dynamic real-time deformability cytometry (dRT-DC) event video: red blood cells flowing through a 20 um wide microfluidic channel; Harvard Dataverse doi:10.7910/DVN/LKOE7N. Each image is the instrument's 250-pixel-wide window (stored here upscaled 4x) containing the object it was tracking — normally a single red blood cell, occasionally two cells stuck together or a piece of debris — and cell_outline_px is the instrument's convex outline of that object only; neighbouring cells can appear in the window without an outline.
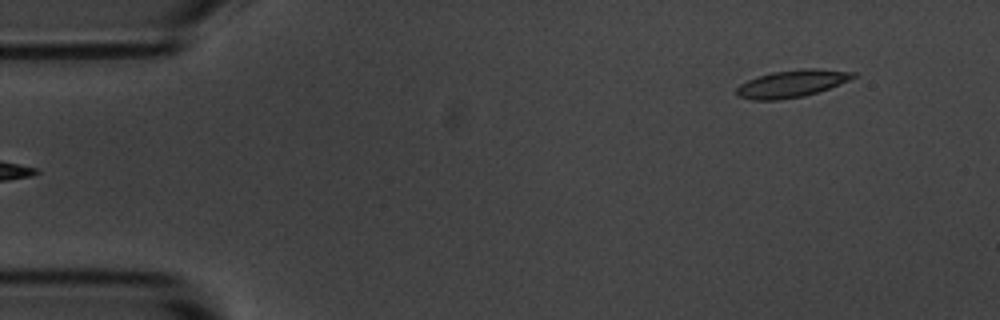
{"species": "common noctule bat (a hibernating species)", "species_latin": "Nyctalus noctula", "temperature_condition": "room temperature", "stored_images_in_passage": 6, "segment_of_instrument_passage": [2, 2], "camera_frame_rate_fps": 3000, "um_per_image_px": 0.085, "animal": {"sex": "male", "body_mass_g": 20.1, "forearm_length_mm": 53.5}, "frame": {"image": 1, "passage_image": 6, "time_ms": 5.667, "image_size_px": [1000, 320], "cell_outline_px": [[856, 76], [848, 80], [828, 88], [804, 96], [776, 100], [752, 100], [736, 96], [736, 88], [740, 84], [756, 76], [772, 72], [804, 68], [816, 68], [856, 72]], "centroid_in_image_um": [67.26, 7.1], "position_along_channel_um": 17.7, "area_um2": 18.5}}